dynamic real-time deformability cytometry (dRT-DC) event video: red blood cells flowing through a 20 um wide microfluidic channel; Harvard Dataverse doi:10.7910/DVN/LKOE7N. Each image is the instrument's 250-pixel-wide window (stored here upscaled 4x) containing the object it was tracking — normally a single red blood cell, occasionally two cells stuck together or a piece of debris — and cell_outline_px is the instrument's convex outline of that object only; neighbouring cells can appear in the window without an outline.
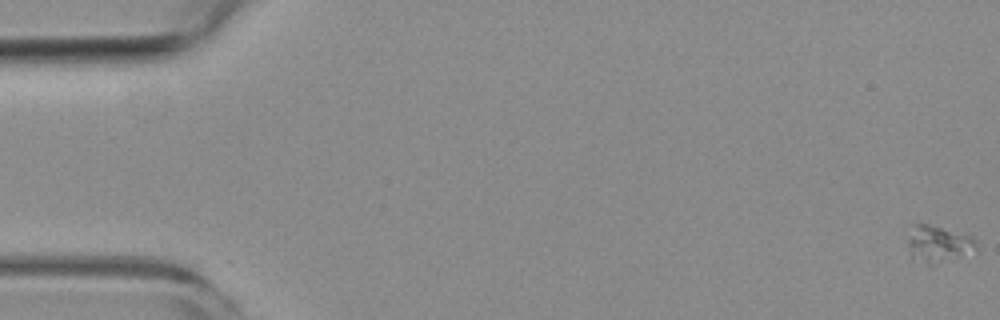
{"species": "common noctule bat (a hibernating species)", "species_latin": "Nyctalus noctula", "temperature_condition": "room temperature", "stored_images_in_passage": 12, "camera_frame_rate_fps": 3000, "um_per_image_px": 0.085, "animal": {"sex": "female", "body_mass_g": 19.3, "forearm_length_mm": 54.1}, "frame": {"image": 1, "passage_image": 1, "time_ms": 0.0, "image_size_px": [1000, 320], "cell_outline_px": [[976, 248], [956, 260], [936, 264], [928, 264], [912, 256], [908, 244], [908, 240], [912, 224], [924, 224], [964, 232], [972, 236], [976, 240]], "centroid_in_image_um": [79.8, 20.73], "position_along_channel_um": 5.2, "area_um2": 14.68}}